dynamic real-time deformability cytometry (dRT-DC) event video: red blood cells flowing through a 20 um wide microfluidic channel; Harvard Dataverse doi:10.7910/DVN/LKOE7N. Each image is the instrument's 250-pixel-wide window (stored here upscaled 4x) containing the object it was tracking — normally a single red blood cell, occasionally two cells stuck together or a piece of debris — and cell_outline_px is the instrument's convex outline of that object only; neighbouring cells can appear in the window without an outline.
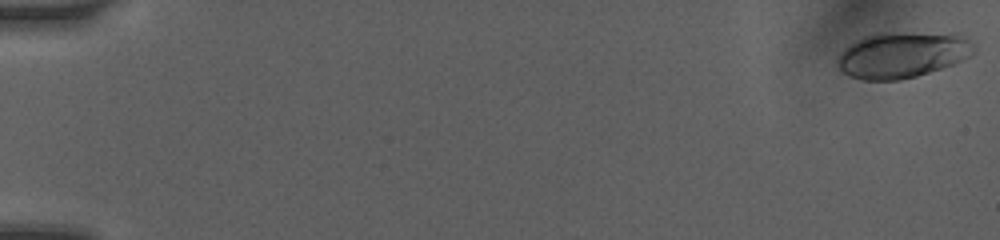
{"species": "human", "species_latin": "Homo sapiens", "temperature_condition": "room temperature", "stored_images_in_passage": 55, "camera_frame_rate_fps": 3000, "um_per_image_px": 0.085, "donor": {"sex": "female"}, "frame": {"image": 1, "passage_image": 1, "time_ms": 0.0, "image_size_px": [1000, 240], "cell_outline_px": [[976, 52], [952, 64], [916, 76], [900, 80], [864, 80], [848, 76], [840, 72], [836, 64], [836, 60], [840, 52], [844, 48], [856, 40], [864, 36], [880, 32], [956, 32], [964, 36], [976, 48]], "centroid_in_image_um": [76.67, 4.63], "position_along_channel_um": 8.3, "area_um2": 37.17}}
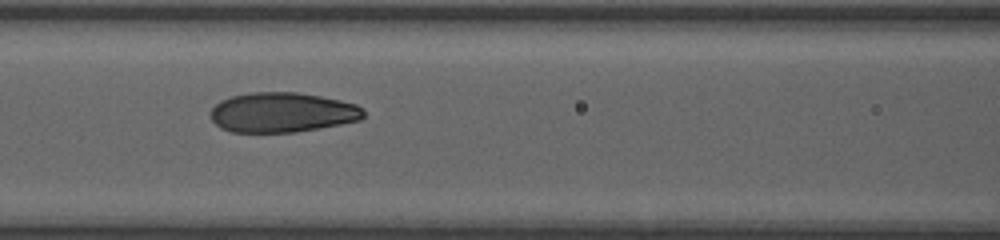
{"frame": {"image": 2, "passage_image": 32, "time_ms": 7.667, "image_size_px": [1000, 240], "cell_outline_px": [[364, 116], [360, 120], [340, 124], [296, 132], [232, 132], [220, 128], [212, 120], [208, 112], [220, 100], [232, 96], [252, 92], [296, 92], [320, 96], [340, 100], [356, 104], [364, 108]], "centroid_in_image_um": [23.97, 9.55], "position_along_channel_um": 142.6, "area_um2": 35.66}}
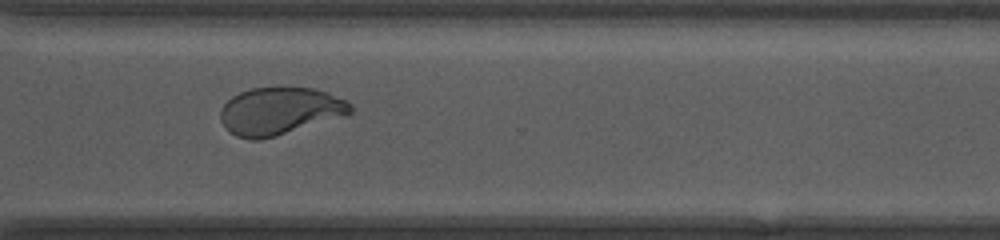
{"frame": {"image": 3, "passage_image": 54, "time_ms": 12.667, "image_size_px": [1000, 240], "cell_outline_px": [[352, 112], [348, 116], [276, 136], [260, 140], [248, 140], [236, 136], [228, 132], [224, 128], [220, 120], [220, 108], [232, 96], [240, 92], [252, 88], [312, 88], [328, 92], [348, 100], [352, 104]], "centroid_in_image_um": [23.8, 9.46], "position_along_channel_um": 346.8, "area_um2": 36.53}}